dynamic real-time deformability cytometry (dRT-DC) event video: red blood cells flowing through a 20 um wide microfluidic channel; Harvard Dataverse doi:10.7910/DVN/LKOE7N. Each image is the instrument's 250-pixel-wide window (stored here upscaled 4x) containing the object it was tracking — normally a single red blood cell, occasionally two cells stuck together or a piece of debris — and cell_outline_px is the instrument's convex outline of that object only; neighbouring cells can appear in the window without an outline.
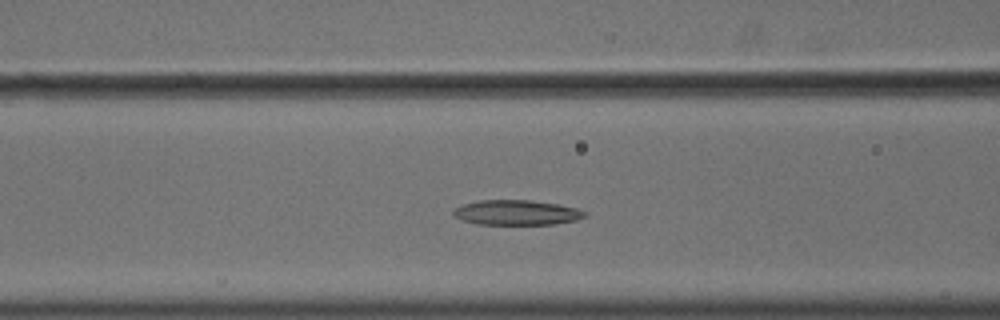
{"species": "common noctule bat (a hibernating species)", "species_latin": "Nyctalus noctula", "temperature_condition": "cold", "stored_images_in_passage": 48, "camera_frame_rate_fps": 3000, "um_per_image_px": 0.085, "animal": {"sex": "male", "body_mass_g": 18.8}, "frame": {"image": 1, "passage_image": 18, "time_ms": 5.667, "image_size_px": [1000, 320], "cell_outline_px": [[588, 216], [576, 220], [556, 224], [476, 224], [460, 220], [452, 216], [452, 212], [456, 208], [464, 204], [480, 200], [528, 200], [560, 204], [576, 208], [588, 212]], "centroid_in_image_um": [43.93, 18.07], "position_along_channel_um": 122.7, "area_um2": 19.31}}
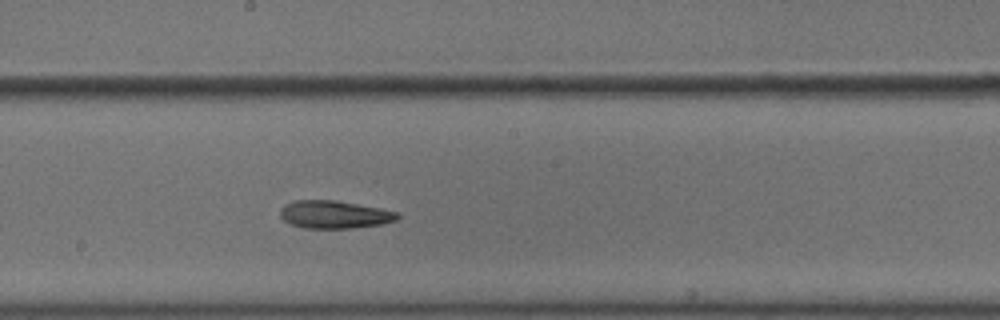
{"frame": {"image": 2, "passage_image": 26, "time_ms": 8.333, "image_size_px": [1000, 320], "cell_outline_px": [[400, 216], [396, 220], [380, 224], [352, 228], [304, 228], [292, 224], [284, 220], [280, 216], [280, 208], [284, 204], [296, 200], [336, 200], [380, 208], [396, 212]], "centroid_in_image_um": [28.39, 18.23], "position_along_channel_um": 219.8, "area_um2": 18.9}}
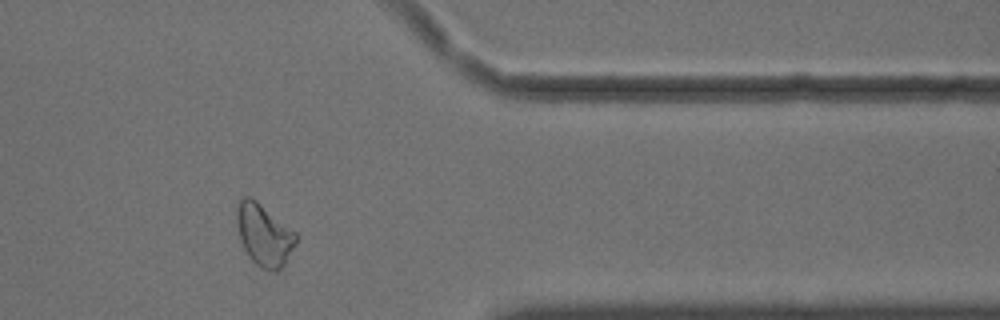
{"frame": {"image": 3, "passage_image": 41, "time_ms": 13.333, "image_size_px": [1000, 320], "cell_outline_px": [[296, 240], [284, 264], [276, 272], [272, 272], [260, 268], [248, 256], [244, 248], [240, 236], [236, 220], [236, 208], [240, 196], [248, 196], [256, 200], [296, 232]], "centroid_in_image_um": [22.41, 19.95], "position_along_channel_um": 389.0, "area_um2": 21.15}}